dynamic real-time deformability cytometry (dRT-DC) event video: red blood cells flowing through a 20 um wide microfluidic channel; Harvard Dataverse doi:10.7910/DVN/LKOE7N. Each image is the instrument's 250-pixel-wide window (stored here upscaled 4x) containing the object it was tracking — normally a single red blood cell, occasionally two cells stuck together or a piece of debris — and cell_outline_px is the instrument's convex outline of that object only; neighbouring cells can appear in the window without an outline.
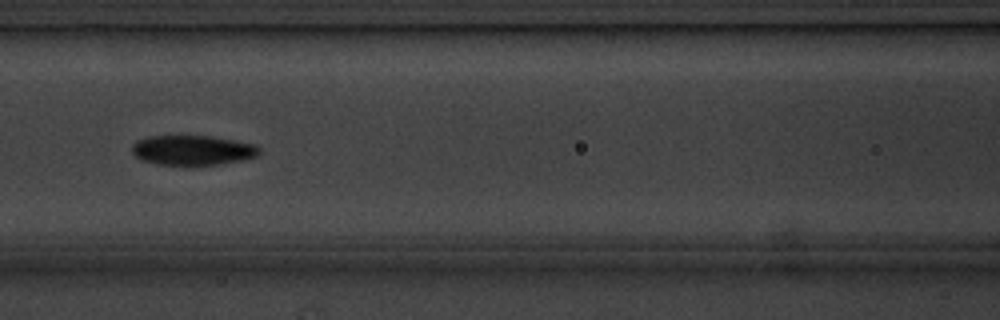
{"species": "common noctule bat (a hibernating species)", "species_latin": "Nyctalus noctula", "temperature_condition": "cold", "stored_images_in_passage": 12, "camera_frame_rate_fps": 3000, "um_per_image_px": 0.085, "animal": {"sex": "male", "body_mass_g": 20.1, "forearm_length_mm": 53.5}, "frame": {"image": 1, "passage_image": 6, "time_ms": 6.667, "image_size_px": [1000, 320], "cell_outline_px": [[260, 156], [220, 164], [156, 164], [140, 160], [132, 152], [132, 144], [136, 140], [148, 136], [212, 136], [236, 140], [256, 144], [260, 148]], "centroid_in_image_um": [16.39, 12.75], "position_along_channel_um": 150.2, "area_um2": 22.2}, "authors_computed_cell_mechanics": {"area_um2": 22.0796, "velocity_mm_per_s": 3.5465, "shape_relaxation_time_tau1_ms": 1.6374, "shape_relaxation_time_tau2_ms": 4.5919, "deformation_change_tau1": 0.0896, "deformation_change_tau2": 0.0628}}